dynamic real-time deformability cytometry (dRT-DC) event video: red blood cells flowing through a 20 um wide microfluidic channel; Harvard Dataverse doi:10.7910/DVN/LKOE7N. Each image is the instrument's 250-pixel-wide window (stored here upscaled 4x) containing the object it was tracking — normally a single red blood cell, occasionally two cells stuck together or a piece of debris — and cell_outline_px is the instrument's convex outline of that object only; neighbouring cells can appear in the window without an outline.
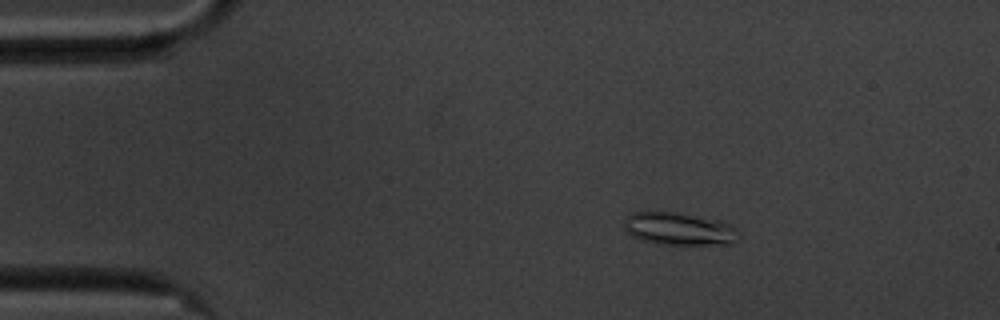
{"species": "common noctule bat (a hibernating species)", "species_latin": "Nyctalus noctula", "temperature_condition": "cold", "stored_images_in_passage": 51, "camera_frame_rate_fps": 3000, "um_per_image_px": 0.085, "animal": {"sex": "male", "body_mass_g": 20.1, "forearm_length_mm": 53.5}, "frame": {"image": 1, "passage_image": 4, "time_ms": 1.0, "image_size_px": [1000, 320], "cell_outline_px": [[740, 236], [732, 244], [656, 244], [640, 240], [632, 236], [624, 228], [624, 224], [628, 216], [632, 212], [676, 212], [724, 220], [736, 228], [740, 232]], "centroid_in_image_um": [57.78, 19.45], "position_along_channel_um": 27.2, "area_um2": 22.08}}
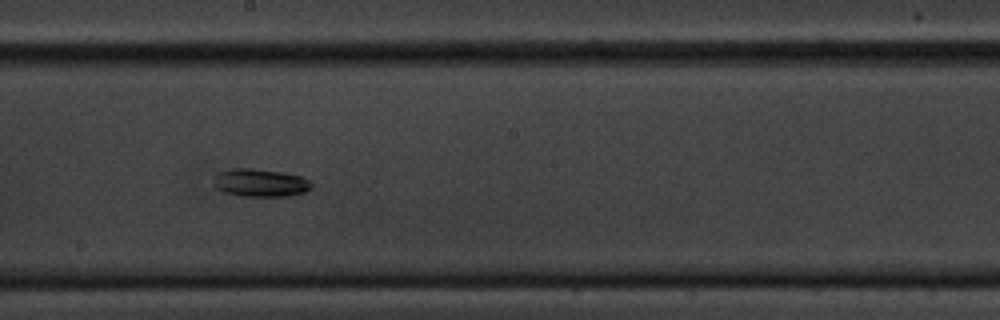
{"frame": {"image": 2, "passage_image": 26, "time_ms": 8.333, "image_size_px": [1000, 320], "cell_outline_px": [[312, 188], [304, 192], [288, 196], [240, 196], [224, 192], [216, 188], [212, 184], [216, 172], [232, 168], [252, 168], [284, 172], [304, 176], [312, 184]], "centroid_in_image_um": [22.11, 15.52], "position_along_channel_um": 226.1, "area_um2": 16.24}}
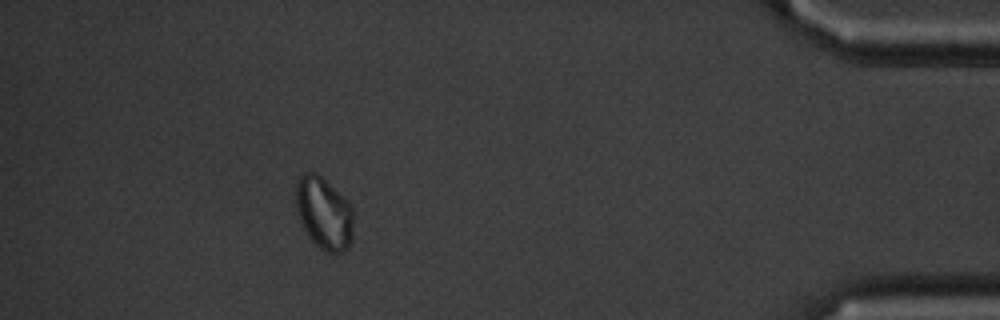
{"frame": {"image": 3, "passage_image": 46, "time_ms": 15.0, "image_size_px": [1000, 320], "cell_outline_px": [[352, 240], [348, 248], [340, 252], [328, 252], [320, 248], [312, 240], [304, 228], [300, 220], [296, 208], [296, 180], [304, 172], [316, 172], [352, 208]], "centroid_in_image_um": [27.5, 18.13], "position_along_channel_um": 407.7, "area_um2": 23.58}}